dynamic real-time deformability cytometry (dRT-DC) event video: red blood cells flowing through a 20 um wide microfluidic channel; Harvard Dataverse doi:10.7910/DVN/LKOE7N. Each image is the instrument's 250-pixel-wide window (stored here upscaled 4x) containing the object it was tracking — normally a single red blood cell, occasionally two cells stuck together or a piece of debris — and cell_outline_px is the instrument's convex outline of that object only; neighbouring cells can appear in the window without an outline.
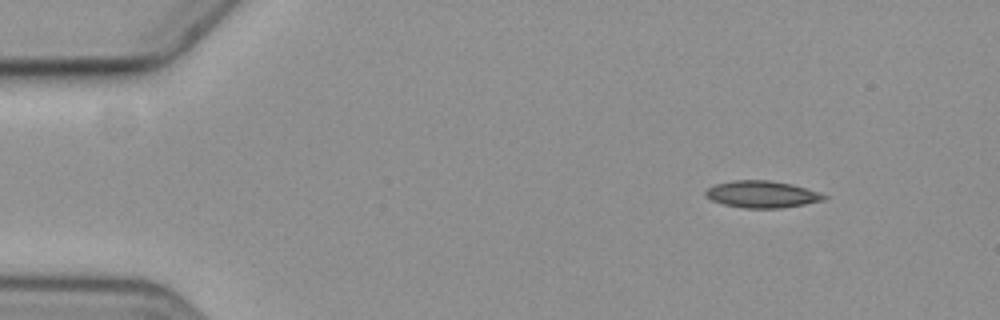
{"species": "common noctule bat (a hibernating species)", "species_latin": "Nyctalus noctula", "temperature_condition": "cold", "stored_images_in_passage": 8, "camera_frame_rate_fps": 3000, "um_per_image_px": 0.085, "animal": {"sex": "female", "body_mass_g": 19.3, "forearm_length_mm": 54.1}, "frame": {"image": 1, "passage_image": 1, "time_ms": 0.0, "image_size_px": [1000, 320], "cell_outline_px": [[828, 196], [824, 200], [804, 204], [780, 208], [744, 208], [724, 204], [712, 200], [704, 196], [704, 192], [708, 188], [716, 184], [732, 180], [768, 180], [792, 184]], "centroid_in_image_um": [64.72, 16.51], "position_along_channel_um": 20.3, "area_um2": 18.38}}
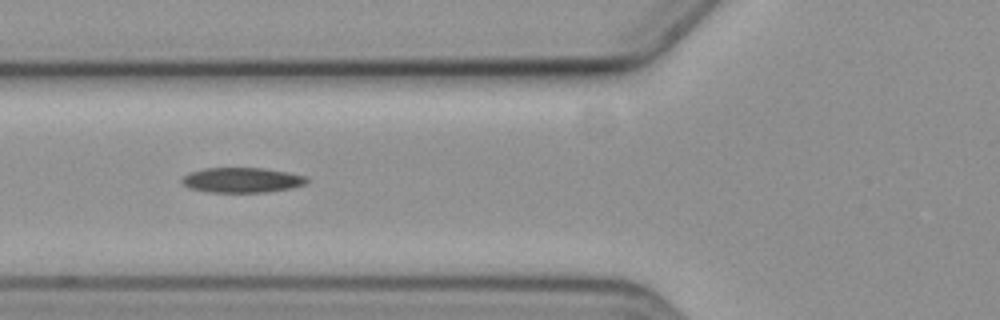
{"frame": {"image": 2, "passage_image": 5, "time_ms": 5.0, "image_size_px": [1000, 320], "cell_outline_px": [[308, 180], [304, 184], [292, 188], [268, 192], [208, 192], [188, 188], [180, 180], [188, 172], [204, 168], [264, 168], [288, 172], [308, 176]], "centroid_in_image_um": [20.56, 15.3], "position_along_channel_um": 105.2, "area_um2": 18.38}}
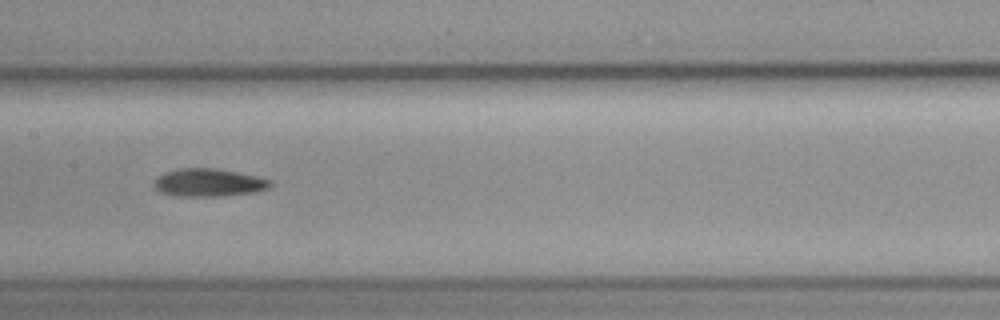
{"frame": {"image": 3, "passage_image": 7, "time_ms": 7.333, "image_size_px": [1000, 320], "cell_outline_px": [[272, 184], [268, 188], [252, 192], [220, 196], [176, 196], [160, 192], [152, 184], [156, 176], [164, 172], [180, 168], [216, 168], [256, 176], [272, 180]], "centroid_in_image_um": [17.68, 15.51], "position_along_channel_um": 189.7, "area_um2": 18.9}}